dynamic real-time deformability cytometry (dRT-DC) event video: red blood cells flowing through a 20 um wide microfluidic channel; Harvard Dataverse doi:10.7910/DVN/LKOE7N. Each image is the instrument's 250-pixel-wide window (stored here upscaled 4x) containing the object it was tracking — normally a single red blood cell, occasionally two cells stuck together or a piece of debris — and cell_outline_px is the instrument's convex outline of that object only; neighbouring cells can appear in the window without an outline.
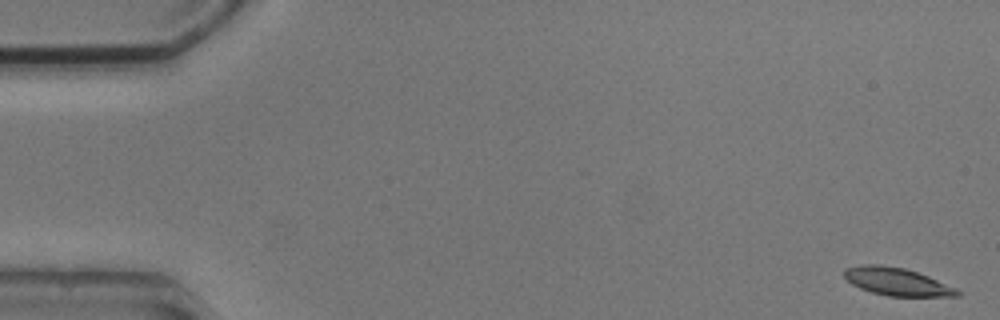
{"species": "common noctule bat (a hibernating species)", "species_latin": "Nyctalus noctula", "temperature_condition": "cold", "stored_images_in_passage": 9, "camera_frame_rate_fps": 3000, "um_per_image_px": 0.085, "animal": {"sex": "male", "body_mass_g": 20.5, "forearm_length_mm": 52.5}, "frame": {"image": 1, "passage_image": 1, "time_ms": 0.0, "image_size_px": [1000, 320], "cell_outline_px": [[960, 296], [888, 296], [872, 292], [860, 288], [852, 284], [844, 276], [844, 268], [860, 264], [880, 264], [904, 268], [928, 276], [956, 288], [960, 292]], "centroid_in_image_um": [76.2, 23.93], "position_along_channel_um": 8.8, "area_um2": 18.21}}
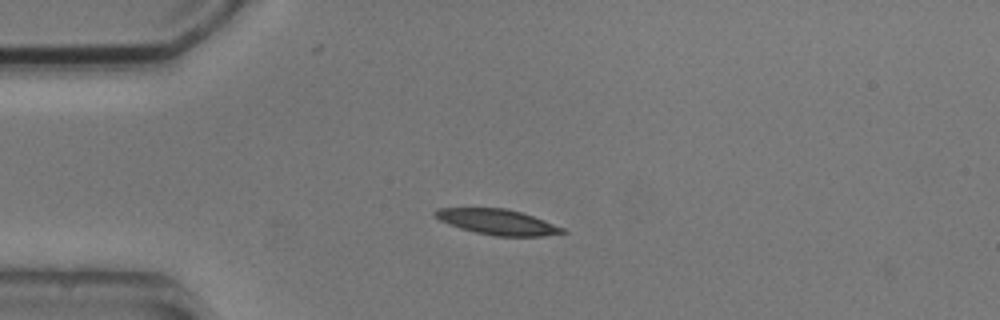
{"frame": {"image": 2, "passage_image": 3, "time_ms": 4.0, "image_size_px": [1000, 320], "cell_outline_px": [[568, 232], [544, 236], [496, 236], [476, 232], [460, 228], [440, 220], [432, 212], [436, 208], [504, 208], [520, 212], [544, 220], [564, 228]], "centroid_in_image_um": [42.29, 18.86], "position_along_channel_um": 42.7, "area_um2": 18.67}}